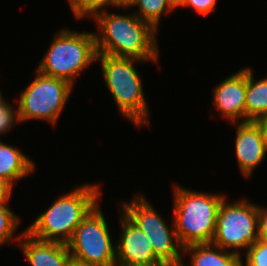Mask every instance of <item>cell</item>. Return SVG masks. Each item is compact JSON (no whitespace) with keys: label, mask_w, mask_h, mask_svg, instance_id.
Wrapping results in <instances>:
<instances>
[{"label":"cell","mask_w":267,"mask_h":266,"mask_svg":"<svg viewBox=\"0 0 267 266\" xmlns=\"http://www.w3.org/2000/svg\"><path fill=\"white\" fill-rule=\"evenodd\" d=\"M94 19L99 28V33H95L97 53L158 61L157 30L148 22L134 14H112L105 10Z\"/></svg>","instance_id":"cell-1"},{"label":"cell","mask_w":267,"mask_h":266,"mask_svg":"<svg viewBox=\"0 0 267 266\" xmlns=\"http://www.w3.org/2000/svg\"><path fill=\"white\" fill-rule=\"evenodd\" d=\"M100 196L97 185L77 187L61 195L26 231L43 241L67 244L83 218L98 203Z\"/></svg>","instance_id":"cell-2"},{"label":"cell","mask_w":267,"mask_h":266,"mask_svg":"<svg viewBox=\"0 0 267 266\" xmlns=\"http://www.w3.org/2000/svg\"><path fill=\"white\" fill-rule=\"evenodd\" d=\"M173 226L183 247L211 243L219 208L225 196L174 186Z\"/></svg>","instance_id":"cell-3"},{"label":"cell","mask_w":267,"mask_h":266,"mask_svg":"<svg viewBox=\"0 0 267 266\" xmlns=\"http://www.w3.org/2000/svg\"><path fill=\"white\" fill-rule=\"evenodd\" d=\"M96 60L101 63L105 85L112 94L119 112L138 127L142 124L149 125V113L143 93L142 79L133 65L136 61H142L102 53L97 54Z\"/></svg>","instance_id":"cell-4"},{"label":"cell","mask_w":267,"mask_h":266,"mask_svg":"<svg viewBox=\"0 0 267 266\" xmlns=\"http://www.w3.org/2000/svg\"><path fill=\"white\" fill-rule=\"evenodd\" d=\"M97 54L95 33L62 29L54 37L36 71L73 85L81 70L96 61Z\"/></svg>","instance_id":"cell-5"},{"label":"cell","mask_w":267,"mask_h":266,"mask_svg":"<svg viewBox=\"0 0 267 266\" xmlns=\"http://www.w3.org/2000/svg\"><path fill=\"white\" fill-rule=\"evenodd\" d=\"M98 203L77 226L67 243L73 261L92 266H116V246ZM72 250V251H71Z\"/></svg>","instance_id":"cell-6"},{"label":"cell","mask_w":267,"mask_h":266,"mask_svg":"<svg viewBox=\"0 0 267 266\" xmlns=\"http://www.w3.org/2000/svg\"><path fill=\"white\" fill-rule=\"evenodd\" d=\"M122 207L123 214L144 232L155 255L166 266H181L183 246L178 240L175 227L170 230L145 196L139 194L131 202L123 203Z\"/></svg>","instance_id":"cell-7"},{"label":"cell","mask_w":267,"mask_h":266,"mask_svg":"<svg viewBox=\"0 0 267 266\" xmlns=\"http://www.w3.org/2000/svg\"><path fill=\"white\" fill-rule=\"evenodd\" d=\"M36 78L21 93L17 108L18 121L42 119L55 124L72 91L66 80L36 71Z\"/></svg>","instance_id":"cell-8"},{"label":"cell","mask_w":267,"mask_h":266,"mask_svg":"<svg viewBox=\"0 0 267 266\" xmlns=\"http://www.w3.org/2000/svg\"><path fill=\"white\" fill-rule=\"evenodd\" d=\"M258 240V206L245 199L228 203L225 199L219 208L212 244L241 255Z\"/></svg>","instance_id":"cell-9"},{"label":"cell","mask_w":267,"mask_h":266,"mask_svg":"<svg viewBox=\"0 0 267 266\" xmlns=\"http://www.w3.org/2000/svg\"><path fill=\"white\" fill-rule=\"evenodd\" d=\"M120 218L122 233L116 244V266H166L155 255L144 232L124 214Z\"/></svg>","instance_id":"cell-10"},{"label":"cell","mask_w":267,"mask_h":266,"mask_svg":"<svg viewBox=\"0 0 267 266\" xmlns=\"http://www.w3.org/2000/svg\"><path fill=\"white\" fill-rule=\"evenodd\" d=\"M236 129L237 163L242 174L248 177L264 159L267 145L261 127L256 122H239Z\"/></svg>","instance_id":"cell-11"},{"label":"cell","mask_w":267,"mask_h":266,"mask_svg":"<svg viewBox=\"0 0 267 266\" xmlns=\"http://www.w3.org/2000/svg\"><path fill=\"white\" fill-rule=\"evenodd\" d=\"M214 106L232 122H245L246 68L224 79L214 89Z\"/></svg>","instance_id":"cell-12"},{"label":"cell","mask_w":267,"mask_h":266,"mask_svg":"<svg viewBox=\"0 0 267 266\" xmlns=\"http://www.w3.org/2000/svg\"><path fill=\"white\" fill-rule=\"evenodd\" d=\"M18 240L32 266H69L72 261L65 243L40 240L26 230L18 236Z\"/></svg>","instance_id":"cell-13"},{"label":"cell","mask_w":267,"mask_h":266,"mask_svg":"<svg viewBox=\"0 0 267 266\" xmlns=\"http://www.w3.org/2000/svg\"><path fill=\"white\" fill-rule=\"evenodd\" d=\"M192 253V266H241V256L212 243L192 244L183 247V253ZM226 252V253H225Z\"/></svg>","instance_id":"cell-14"},{"label":"cell","mask_w":267,"mask_h":266,"mask_svg":"<svg viewBox=\"0 0 267 266\" xmlns=\"http://www.w3.org/2000/svg\"><path fill=\"white\" fill-rule=\"evenodd\" d=\"M34 170L35 165L30 158L19 149L0 141V177L13 186L14 181L33 173Z\"/></svg>","instance_id":"cell-15"},{"label":"cell","mask_w":267,"mask_h":266,"mask_svg":"<svg viewBox=\"0 0 267 266\" xmlns=\"http://www.w3.org/2000/svg\"><path fill=\"white\" fill-rule=\"evenodd\" d=\"M267 114V77L254 82L250 68H246L245 122H256Z\"/></svg>","instance_id":"cell-16"},{"label":"cell","mask_w":267,"mask_h":266,"mask_svg":"<svg viewBox=\"0 0 267 266\" xmlns=\"http://www.w3.org/2000/svg\"><path fill=\"white\" fill-rule=\"evenodd\" d=\"M134 6L139 7V14L135 13L141 20H144L151 24L156 30L160 23V18L163 13L172 9H176L170 2V0H136L133 4Z\"/></svg>","instance_id":"cell-17"},{"label":"cell","mask_w":267,"mask_h":266,"mask_svg":"<svg viewBox=\"0 0 267 266\" xmlns=\"http://www.w3.org/2000/svg\"><path fill=\"white\" fill-rule=\"evenodd\" d=\"M71 10L77 19L86 17L85 15H92L94 18L102 7H107L110 5L118 7L117 0H68Z\"/></svg>","instance_id":"cell-18"},{"label":"cell","mask_w":267,"mask_h":266,"mask_svg":"<svg viewBox=\"0 0 267 266\" xmlns=\"http://www.w3.org/2000/svg\"><path fill=\"white\" fill-rule=\"evenodd\" d=\"M0 203V245L12 240L13 233L19 224L20 219L6 206Z\"/></svg>","instance_id":"cell-19"},{"label":"cell","mask_w":267,"mask_h":266,"mask_svg":"<svg viewBox=\"0 0 267 266\" xmlns=\"http://www.w3.org/2000/svg\"><path fill=\"white\" fill-rule=\"evenodd\" d=\"M245 255L246 264L241 262V266H267V242L258 239L246 250Z\"/></svg>","instance_id":"cell-20"},{"label":"cell","mask_w":267,"mask_h":266,"mask_svg":"<svg viewBox=\"0 0 267 266\" xmlns=\"http://www.w3.org/2000/svg\"><path fill=\"white\" fill-rule=\"evenodd\" d=\"M15 122H19L17 110L13 108V105L11 106V104L3 100L0 103V135L13 128Z\"/></svg>","instance_id":"cell-21"},{"label":"cell","mask_w":267,"mask_h":266,"mask_svg":"<svg viewBox=\"0 0 267 266\" xmlns=\"http://www.w3.org/2000/svg\"><path fill=\"white\" fill-rule=\"evenodd\" d=\"M217 0H186L183 7H193L197 13L207 16L210 12L216 10Z\"/></svg>","instance_id":"cell-22"},{"label":"cell","mask_w":267,"mask_h":266,"mask_svg":"<svg viewBox=\"0 0 267 266\" xmlns=\"http://www.w3.org/2000/svg\"><path fill=\"white\" fill-rule=\"evenodd\" d=\"M258 239L267 242V208L258 206Z\"/></svg>","instance_id":"cell-23"},{"label":"cell","mask_w":267,"mask_h":266,"mask_svg":"<svg viewBox=\"0 0 267 266\" xmlns=\"http://www.w3.org/2000/svg\"><path fill=\"white\" fill-rule=\"evenodd\" d=\"M12 185L0 177V203L8 202L11 198Z\"/></svg>","instance_id":"cell-24"},{"label":"cell","mask_w":267,"mask_h":266,"mask_svg":"<svg viewBox=\"0 0 267 266\" xmlns=\"http://www.w3.org/2000/svg\"><path fill=\"white\" fill-rule=\"evenodd\" d=\"M256 123L261 127V130L263 132L264 140L267 145V114L260 117Z\"/></svg>","instance_id":"cell-25"},{"label":"cell","mask_w":267,"mask_h":266,"mask_svg":"<svg viewBox=\"0 0 267 266\" xmlns=\"http://www.w3.org/2000/svg\"><path fill=\"white\" fill-rule=\"evenodd\" d=\"M117 1H118V7H123V8L132 7L133 4L136 2V0H117Z\"/></svg>","instance_id":"cell-26"},{"label":"cell","mask_w":267,"mask_h":266,"mask_svg":"<svg viewBox=\"0 0 267 266\" xmlns=\"http://www.w3.org/2000/svg\"><path fill=\"white\" fill-rule=\"evenodd\" d=\"M186 0H170L171 4L177 8L183 5Z\"/></svg>","instance_id":"cell-27"},{"label":"cell","mask_w":267,"mask_h":266,"mask_svg":"<svg viewBox=\"0 0 267 266\" xmlns=\"http://www.w3.org/2000/svg\"><path fill=\"white\" fill-rule=\"evenodd\" d=\"M69 266H92V265H85V264H81V263H78L72 260Z\"/></svg>","instance_id":"cell-28"},{"label":"cell","mask_w":267,"mask_h":266,"mask_svg":"<svg viewBox=\"0 0 267 266\" xmlns=\"http://www.w3.org/2000/svg\"><path fill=\"white\" fill-rule=\"evenodd\" d=\"M3 97H4V96H2L1 91H0V103L4 100Z\"/></svg>","instance_id":"cell-29"}]
</instances>
